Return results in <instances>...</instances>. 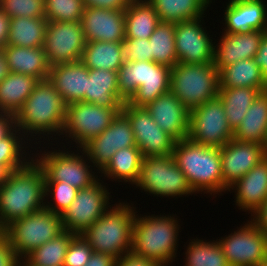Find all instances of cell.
I'll use <instances>...</instances> for the list:
<instances>
[{
  "label": "cell",
  "instance_id": "6da1fadb",
  "mask_svg": "<svg viewBox=\"0 0 267 266\" xmlns=\"http://www.w3.org/2000/svg\"><path fill=\"white\" fill-rule=\"evenodd\" d=\"M66 110L67 104L49 79L40 80L15 115L17 129L30 144L34 139V142L39 140L40 146L44 140H55L56 143L64 128ZM51 135L58 137L53 139Z\"/></svg>",
  "mask_w": 267,
  "mask_h": 266
},
{
  "label": "cell",
  "instance_id": "7a4b0ae2",
  "mask_svg": "<svg viewBox=\"0 0 267 266\" xmlns=\"http://www.w3.org/2000/svg\"><path fill=\"white\" fill-rule=\"evenodd\" d=\"M45 208V175L32 158L9 172L0 186V232L11 222Z\"/></svg>",
  "mask_w": 267,
  "mask_h": 266
},
{
  "label": "cell",
  "instance_id": "3957f363",
  "mask_svg": "<svg viewBox=\"0 0 267 266\" xmlns=\"http://www.w3.org/2000/svg\"><path fill=\"white\" fill-rule=\"evenodd\" d=\"M174 215H135L131 253L170 266L177 257L179 221Z\"/></svg>",
  "mask_w": 267,
  "mask_h": 266
},
{
  "label": "cell",
  "instance_id": "277c9868",
  "mask_svg": "<svg viewBox=\"0 0 267 266\" xmlns=\"http://www.w3.org/2000/svg\"><path fill=\"white\" fill-rule=\"evenodd\" d=\"M172 156L195 194L203 192L214 196L220 193L221 196L223 176L220 148L207 147L187 138L176 141Z\"/></svg>",
  "mask_w": 267,
  "mask_h": 266
},
{
  "label": "cell",
  "instance_id": "5b68a950",
  "mask_svg": "<svg viewBox=\"0 0 267 266\" xmlns=\"http://www.w3.org/2000/svg\"><path fill=\"white\" fill-rule=\"evenodd\" d=\"M113 204L82 235L93 252L119 259L131 252L132 232L136 215L134 204ZM132 206V207H131Z\"/></svg>",
  "mask_w": 267,
  "mask_h": 266
},
{
  "label": "cell",
  "instance_id": "8992f818",
  "mask_svg": "<svg viewBox=\"0 0 267 266\" xmlns=\"http://www.w3.org/2000/svg\"><path fill=\"white\" fill-rule=\"evenodd\" d=\"M170 70L153 61H125L118 70V91L128 104L144 107L169 92Z\"/></svg>",
  "mask_w": 267,
  "mask_h": 266
},
{
  "label": "cell",
  "instance_id": "52a82bcc",
  "mask_svg": "<svg viewBox=\"0 0 267 266\" xmlns=\"http://www.w3.org/2000/svg\"><path fill=\"white\" fill-rule=\"evenodd\" d=\"M169 91L191 111L218 96V70L214 63H176L170 70Z\"/></svg>",
  "mask_w": 267,
  "mask_h": 266
},
{
  "label": "cell",
  "instance_id": "ba28073f",
  "mask_svg": "<svg viewBox=\"0 0 267 266\" xmlns=\"http://www.w3.org/2000/svg\"><path fill=\"white\" fill-rule=\"evenodd\" d=\"M63 230L61 215L44 208L11 222L1 234L12 244L19 258L24 259Z\"/></svg>",
  "mask_w": 267,
  "mask_h": 266
},
{
  "label": "cell",
  "instance_id": "9c48e42d",
  "mask_svg": "<svg viewBox=\"0 0 267 266\" xmlns=\"http://www.w3.org/2000/svg\"><path fill=\"white\" fill-rule=\"evenodd\" d=\"M63 147L61 146L62 150L54 147V150H47V152L42 147L43 151L40 149L39 153L37 151L33 153V158L43 169L45 181H63L78 190L95 183L99 176L90 168V166H94L86 158L84 151L77 148L75 153L66 149L65 144ZM80 153L82 154L80 155Z\"/></svg>",
  "mask_w": 267,
  "mask_h": 266
},
{
  "label": "cell",
  "instance_id": "30bf717a",
  "mask_svg": "<svg viewBox=\"0 0 267 266\" xmlns=\"http://www.w3.org/2000/svg\"><path fill=\"white\" fill-rule=\"evenodd\" d=\"M134 185L154 197L196 195L172 155L143 157L139 178Z\"/></svg>",
  "mask_w": 267,
  "mask_h": 266
},
{
  "label": "cell",
  "instance_id": "8fae6325",
  "mask_svg": "<svg viewBox=\"0 0 267 266\" xmlns=\"http://www.w3.org/2000/svg\"><path fill=\"white\" fill-rule=\"evenodd\" d=\"M121 111L122 108H107L84 101L68 104L61 136L67 137L66 141L71 139L66 142L68 145L75 142L76 148H81L108 128Z\"/></svg>",
  "mask_w": 267,
  "mask_h": 266
},
{
  "label": "cell",
  "instance_id": "7c38bea8",
  "mask_svg": "<svg viewBox=\"0 0 267 266\" xmlns=\"http://www.w3.org/2000/svg\"><path fill=\"white\" fill-rule=\"evenodd\" d=\"M105 186L99 177L95 183L78 190L76 198L61 215L64 230L81 235L103 216L111 206V195Z\"/></svg>",
  "mask_w": 267,
  "mask_h": 266
},
{
  "label": "cell",
  "instance_id": "4fadbf2b",
  "mask_svg": "<svg viewBox=\"0 0 267 266\" xmlns=\"http://www.w3.org/2000/svg\"><path fill=\"white\" fill-rule=\"evenodd\" d=\"M207 147L222 148L233 139L221 99L217 96L190 111L188 137Z\"/></svg>",
  "mask_w": 267,
  "mask_h": 266
},
{
  "label": "cell",
  "instance_id": "5bb4252c",
  "mask_svg": "<svg viewBox=\"0 0 267 266\" xmlns=\"http://www.w3.org/2000/svg\"><path fill=\"white\" fill-rule=\"evenodd\" d=\"M217 239L230 266H262L267 261V236L252 221Z\"/></svg>",
  "mask_w": 267,
  "mask_h": 266
},
{
  "label": "cell",
  "instance_id": "9a60e30c",
  "mask_svg": "<svg viewBox=\"0 0 267 266\" xmlns=\"http://www.w3.org/2000/svg\"><path fill=\"white\" fill-rule=\"evenodd\" d=\"M85 38L80 21H48L44 52L50 66L81 61Z\"/></svg>",
  "mask_w": 267,
  "mask_h": 266
},
{
  "label": "cell",
  "instance_id": "2e32d148",
  "mask_svg": "<svg viewBox=\"0 0 267 266\" xmlns=\"http://www.w3.org/2000/svg\"><path fill=\"white\" fill-rule=\"evenodd\" d=\"M122 112L131 123L136 146L145 156H171L176 140L163 131L145 107L132 106L125 102Z\"/></svg>",
  "mask_w": 267,
  "mask_h": 266
},
{
  "label": "cell",
  "instance_id": "e0dca14e",
  "mask_svg": "<svg viewBox=\"0 0 267 266\" xmlns=\"http://www.w3.org/2000/svg\"><path fill=\"white\" fill-rule=\"evenodd\" d=\"M132 146H136V141L131 123L121 111L108 128L84 144L81 150L98 173L107 165L116 151Z\"/></svg>",
  "mask_w": 267,
  "mask_h": 266
},
{
  "label": "cell",
  "instance_id": "ac0fdd59",
  "mask_svg": "<svg viewBox=\"0 0 267 266\" xmlns=\"http://www.w3.org/2000/svg\"><path fill=\"white\" fill-rule=\"evenodd\" d=\"M203 18L180 21L175 24V48L178 63L210 64L214 62V41L209 31L205 30L206 27L202 26Z\"/></svg>",
  "mask_w": 267,
  "mask_h": 266
},
{
  "label": "cell",
  "instance_id": "d6986e66",
  "mask_svg": "<svg viewBox=\"0 0 267 266\" xmlns=\"http://www.w3.org/2000/svg\"><path fill=\"white\" fill-rule=\"evenodd\" d=\"M223 193L266 157L264 147L235 139L220 148Z\"/></svg>",
  "mask_w": 267,
  "mask_h": 266
},
{
  "label": "cell",
  "instance_id": "ffe728a7",
  "mask_svg": "<svg viewBox=\"0 0 267 266\" xmlns=\"http://www.w3.org/2000/svg\"><path fill=\"white\" fill-rule=\"evenodd\" d=\"M80 23L85 42L125 39V10L85 7Z\"/></svg>",
  "mask_w": 267,
  "mask_h": 266
},
{
  "label": "cell",
  "instance_id": "44dd1931",
  "mask_svg": "<svg viewBox=\"0 0 267 266\" xmlns=\"http://www.w3.org/2000/svg\"><path fill=\"white\" fill-rule=\"evenodd\" d=\"M156 124L176 141L187 139L190 111L170 91L144 106Z\"/></svg>",
  "mask_w": 267,
  "mask_h": 266
},
{
  "label": "cell",
  "instance_id": "7402d4cb",
  "mask_svg": "<svg viewBox=\"0 0 267 266\" xmlns=\"http://www.w3.org/2000/svg\"><path fill=\"white\" fill-rule=\"evenodd\" d=\"M267 30L229 34L222 32L219 42H214V66L219 71L244 59H252L257 53Z\"/></svg>",
  "mask_w": 267,
  "mask_h": 266
},
{
  "label": "cell",
  "instance_id": "603a6c76",
  "mask_svg": "<svg viewBox=\"0 0 267 266\" xmlns=\"http://www.w3.org/2000/svg\"><path fill=\"white\" fill-rule=\"evenodd\" d=\"M224 12L225 27L229 34L267 30V4L265 0H228Z\"/></svg>",
  "mask_w": 267,
  "mask_h": 266
},
{
  "label": "cell",
  "instance_id": "cb8c5ba5",
  "mask_svg": "<svg viewBox=\"0 0 267 266\" xmlns=\"http://www.w3.org/2000/svg\"><path fill=\"white\" fill-rule=\"evenodd\" d=\"M231 190H235L234 202L238 209L252 216L267 199V156L233 184L228 192Z\"/></svg>",
  "mask_w": 267,
  "mask_h": 266
},
{
  "label": "cell",
  "instance_id": "d4e9b609",
  "mask_svg": "<svg viewBox=\"0 0 267 266\" xmlns=\"http://www.w3.org/2000/svg\"><path fill=\"white\" fill-rule=\"evenodd\" d=\"M89 69L81 62L63 63L50 66L49 81L65 103L85 102Z\"/></svg>",
  "mask_w": 267,
  "mask_h": 266
},
{
  "label": "cell",
  "instance_id": "484cf974",
  "mask_svg": "<svg viewBox=\"0 0 267 266\" xmlns=\"http://www.w3.org/2000/svg\"><path fill=\"white\" fill-rule=\"evenodd\" d=\"M85 102L107 108H122L127 101L118 91V72L89 69Z\"/></svg>",
  "mask_w": 267,
  "mask_h": 266
},
{
  "label": "cell",
  "instance_id": "4316f807",
  "mask_svg": "<svg viewBox=\"0 0 267 266\" xmlns=\"http://www.w3.org/2000/svg\"><path fill=\"white\" fill-rule=\"evenodd\" d=\"M5 58L10 72L31 75L39 80L48 79L50 65L42 47L6 45Z\"/></svg>",
  "mask_w": 267,
  "mask_h": 266
},
{
  "label": "cell",
  "instance_id": "83f0119b",
  "mask_svg": "<svg viewBox=\"0 0 267 266\" xmlns=\"http://www.w3.org/2000/svg\"><path fill=\"white\" fill-rule=\"evenodd\" d=\"M39 81L31 75L10 72L0 82V113L16 115Z\"/></svg>",
  "mask_w": 267,
  "mask_h": 266
},
{
  "label": "cell",
  "instance_id": "f1b7e54d",
  "mask_svg": "<svg viewBox=\"0 0 267 266\" xmlns=\"http://www.w3.org/2000/svg\"><path fill=\"white\" fill-rule=\"evenodd\" d=\"M267 135V91L252 102L243 120L233 132V139L263 145Z\"/></svg>",
  "mask_w": 267,
  "mask_h": 266
},
{
  "label": "cell",
  "instance_id": "f546056e",
  "mask_svg": "<svg viewBox=\"0 0 267 266\" xmlns=\"http://www.w3.org/2000/svg\"><path fill=\"white\" fill-rule=\"evenodd\" d=\"M160 18L148 0H132L125 9V38L149 39Z\"/></svg>",
  "mask_w": 267,
  "mask_h": 266
},
{
  "label": "cell",
  "instance_id": "4dcf8cb0",
  "mask_svg": "<svg viewBox=\"0 0 267 266\" xmlns=\"http://www.w3.org/2000/svg\"><path fill=\"white\" fill-rule=\"evenodd\" d=\"M142 159L143 155L137 146L119 149L99 174L104 179H113L115 183L128 182L133 186L139 178Z\"/></svg>",
  "mask_w": 267,
  "mask_h": 266
},
{
  "label": "cell",
  "instance_id": "1f68e13d",
  "mask_svg": "<svg viewBox=\"0 0 267 266\" xmlns=\"http://www.w3.org/2000/svg\"><path fill=\"white\" fill-rule=\"evenodd\" d=\"M219 87H248L267 91L261 69L252 59H244L229 66H225L218 71Z\"/></svg>",
  "mask_w": 267,
  "mask_h": 266
},
{
  "label": "cell",
  "instance_id": "d6a6232c",
  "mask_svg": "<svg viewBox=\"0 0 267 266\" xmlns=\"http://www.w3.org/2000/svg\"><path fill=\"white\" fill-rule=\"evenodd\" d=\"M81 62L88 69H105L118 72L125 63L122 42H86Z\"/></svg>",
  "mask_w": 267,
  "mask_h": 266
},
{
  "label": "cell",
  "instance_id": "836d02e7",
  "mask_svg": "<svg viewBox=\"0 0 267 266\" xmlns=\"http://www.w3.org/2000/svg\"><path fill=\"white\" fill-rule=\"evenodd\" d=\"M148 2L156 10L160 22L174 24L206 17L205 11L211 5L205 0H148Z\"/></svg>",
  "mask_w": 267,
  "mask_h": 266
},
{
  "label": "cell",
  "instance_id": "e575fe53",
  "mask_svg": "<svg viewBox=\"0 0 267 266\" xmlns=\"http://www.w3.org/2000/svg\"><path fill=\"white\" fill-rule=\"evenodd\" d=\"M261 92L259 89L248 87H219L218 97L222 101L228 125L233 132L243 120L252 102Z\"/></svg>",
  "mask_w": 267,
  "mask_h": 266
},
{
  "label": "cell",
  "instance_id": "d590c367",
  "mask_svg": "<svg viewBox=\"0 0 267 266\" xmlns=\"http://www.w3.org/2000/svg\"><path fill=\"white\" fill-rule=\"evenodd\" d=\"M47 22L46 18H11L7 45L28 48L42 47Z\"/></svg>",
  "mask_w": 267,
  "mask_h": 266
},
{
  "label": "cell",
  "instance_id": "8d00e7d4",
  "mask_svg": "<svg viewBox=\"0 0 267 266\" xmlns=\"http://www.w3.org/2000/svg\"><path fill=\"white\" fill-rule=\"evenodd\" d=\"M151 61L172 68L178 63L175 48V24L160 22L148 39Z\"/></svg>",
  "mask_w": 267,
  "mask_h": 266
},
{
  "label": "cell",
  "instance_id": "74e56055",
  "mask_svg": "<svg viewBox=\"0 0 267 266\" xmlns=\"http://www.w3.org/2000/svg\"><path fill=\"white\" fill-rule=\"evenodd\" d=\"M76 235L63 230L52 240L37 247L24 259L33 266H63L70 241Z\"/></svg>",
  "mask_w": 267,
  "mask_h": 266
},
{
  "label": "cell",
  "instance_id": "f35d334b",
  "mask_svg": "<svg viewBox=\"0 0 267 266\" xmlns=\"http://www.w3.org/2000/svg\"><path fill=\"white\" fill-rule=\"evenodd\" d=\"M26 141L28 140L17 128L8 137L0 140V166L8 173L24 167L33 158L30 156L33 153L26 152V148H34Z\"/></svg>",
  "mask_w": 267,
  "mask_h": 266
},
{
  "label": "cell",
  "instance_id": "ab89813d",
  "mask_svg": "<svg viewBox=\"0 0 267 266\" xmlns=\"http://www.w3.org/2000/svg\"><path fill=\"white\" fill-rule=\"evenodd\" d=\"M190 241L185 251L184 266H230L217 239Z\"/></svg>",
  "mask_w": 267,
  "mask_h": 266
},
{
  "label": "cell",
  "instance_id": "60d3db41",
  "mask_svg": "<svg viewBox=\"0 0 267 266\" xmlns=\"http://www.w3.org/2000/svg\"><path fill=\"white\" fill-rule=\"evenodd\" d=\"M77 192V188L63 181H45V209L62 215L76 198ZM48 196L52 198L51 202L47 201Z\"/></svg>",
  "mask_w": 267,
  "mask_h": 266
},
{
  "label": "cell",
  "instance_id": "b9f144b4",
  "mask_svg": "<svg viewBox=\"0 0 267 266\" xmlns=\"http://www.w3.org/2000/svg\"><path fill=\"white\" fill-rule=\"evenodd\" d=\"M48 21H80L84 13L83 0H44Z\"/></svg>",
  "mask_w": 267,
  "mask_h": 266
},
{
  "label": "cell",
  "instance_id": "7bdbcfd3",
  "mask_svg": "<svg viewBox=\"0 0 267 266\" xmlns=\"http://www.w3.org/2000/svg\"><path fill=\"white\" fill-rule=\"evenodd\" d=\"M0 8L11 18H45L44 0H0Z\"/></svg>",
  "mask_w": 267,
  "mask_h": 266
},
{
  "label": "cell",
  "instance_id": "ee69618b",
  "mask_svg": "<svg viewBox=\"0 0 267 266\" xmlns=\"http://www.w3.org/2000/svg\"><path fill=\"white\" fill-rule=\"evenodd\" d=\"M92 253L93 249L82 235H76L70 241L63 266H84Z\"/></svg>",
  "mask_w": 267,
  "mask_h": 266
},
{
  "label": "cell",
  "instance_id": "f6af8a7d",
  "mask_svg": "<svg viewBox=\"0 0 267 266\" xmlns=\"http://www.w3.org/2000/svg\"><path fill=\"white\" fill-rule=\"evenodd\" d=\"M125 61H151L148 39L125 38L122 42Z\"/></svg>",
  "mask_w": 267,
  "mask_h": 266
},
{
  "label": "cell",
  "instance_id": "bcb514c9",
  "mask_svg": "<svg viewBox=\"0 0 267 266\" xmlns=\"http://www.w3.org/2000/svg\"><path fill=\"white\" fill-rule=\"evenodd\" d=\"M19 260L12 244L0 233V266H17Z\"/></svg>",
  "mask_w": 267,
  "mask_h": 266
},
{
  "label": "cell",
  "instance_id": "7dc6e473",
  "mask_svg": "<svg viewBox=\"0 0 267 266\" xmlns=\"http://www.w3.org/2000/svg\"><path fill=\"white\" fill-rule=\"evenodd\" d=\"M132 0H83L85 7L125 10Z\"/></svg>",
  "mask_w": 267,
  "mask_h": 266
},
{
  "label": "cell",
  "instance_id": "c3c4849f",
  "mask_svg": "<svg viewBox=\"0 0 267 266\" xmlns=\"http://www.w3.org/2000/svg\"><path fill=\"white\" fill-rule=\"evenodd\" d=\"M115 266H160L158 263L137 256L131 252L124 254L116 260Z\"/></svg>",
  "mask_w": 267,
  "mask_h": 266
},
{
  "label": "cell",
  "instance_id": "681fc988",
  "mask_svg": "<svg viewBox=\"0 0 267 266\" xmlns=\"http://www.w3.org/2000/svg\"><path fill=\"white\" fill-rule=\"evenodd\" d=\"M253 60L261 69L263 77L267 82V31L264 33L257 53L254 55Z\"/></svg>",
  "mask_w": 267,
  "mask_h": 266
},
{
  "label": "cell",
  "instance_id": "f907efd6",
  "mask_svg": "<svg viewBox=\"0 0 267 266\" xmlns=\"http://www.w3.org/2000/svg\"><path fill=\"white\" fill-rule=\"evenodd\" d=\"M16 128L14 114L0 113V140L8 137Z\"/></svg>",
  "mask_w": 267,
  "mask_h": 266
},
{
  "label": "cell",
  "instance_id": "816d5d0a",
  "mask_svg": "<svg viewBox=\"0 0 267 266\" xmlns=\"http://www.w3.org/2000/svg\"><path fill=\"white\" fill-rule=\"evenodd\" d=\"M116 260L117 259L111 255L93 252L84 266H115Z\"/></svg>",
  "mask_w": 267,
  "mask_h": 266
},
{
  "label": "cell",
  "instance_id": "f5cc1de1",
  "mask_svg": "<svg viewBox=\"0 0 267 266\" xmlns=\"http://www.w3.org/2000/svg\"><path fill=\"white\" fill-rule=\"evenodd\" d=\"M251 220L267 236V199L261 207L251 216Z\"/></svg>",
  "mask_w": 267,
  "mask_h": 266
},
{
  "label": "cell",
  "instance_id": "db71d44e",
  "mask_svg": "<svg viewBox=\"0 0 267 266\" xmlns=\"http://www.w3.org/2000/svg\"><path fill=\"white\" fill-rule=\"evenodd\" d=\"M10 29V17L0 8V49L7 45Z\"/></svg>",
  "mask_w": 267,
  "mask_h": 266
},
{
  "label": "cell",
  "instance_id": "11a10c76",
  "mask_svg": "<svg viewBox=\"0 0 267 266\" xmlns=\"http://www.w3.org/2000/svg\"><path fill=\"white\" fill-rule=\"evenodd\" d=\"M10 73L3 49H0V82Z\"/></svg>",
  "mask_w": 267,
  "mask_h": 266
},
{
  "label": "cell",
  "instance_id": "9f6ffc18",
  "mask_svg": "<svg viewBox=\"0 0 267 266\" xmlns=\"http://www.w3.org/2000/svg\"><path fill=\"white\" fill-rule=\"evenodd\" d=\"M8 172L0 166V186L4 183V181L6 180L7 176H8Z\"/></svg>",
  "mask_w": 267,
  "mask_h": 266
},
{
  "label": "cell",
  "instance_id": "6f0895ef",
  "mask_svg": "<svg viewBox=\"0 0 267 266\" xmlns=\"http://www.w3.org/2000/svg\"><path fill=\"white\" fill-rule=\"evenodd\" d=\"M17 266H33L28 263L25 259H20Z\"/></svg>",
  "mask_w": 267,
  "mask_h": 266
},
{
  "label": "cell",
  "instance_id": "680465c9",
  "mask_svg": "<svg viewBox=\"0 0 267 266\" xmlns=\"http://www.w3.org/2000/svg\"><path fill=\"white\" fill-rule=\"evenodd\" d=\"M263 147H264V152H265V154L267 156V135L265 137V141H264Z\"/></svg>",
  "mask_w": 267,
  "mask_h": 266
},
{
  "label": "cell",
  "instance_id": "91938a15",
  "mask_svg": "<svg viewBox=\"0 0 267 266\" xmlns=\"http://www.w3.org/2000/svg\"><path fill=\"white\" fill-rule=\"evenodd\" d=\"M205 1H207L209 4L212 3V0H205Z\"/></svg>",
  "mask_w": 267,
  "mask_h": 266
}]
</instances>
